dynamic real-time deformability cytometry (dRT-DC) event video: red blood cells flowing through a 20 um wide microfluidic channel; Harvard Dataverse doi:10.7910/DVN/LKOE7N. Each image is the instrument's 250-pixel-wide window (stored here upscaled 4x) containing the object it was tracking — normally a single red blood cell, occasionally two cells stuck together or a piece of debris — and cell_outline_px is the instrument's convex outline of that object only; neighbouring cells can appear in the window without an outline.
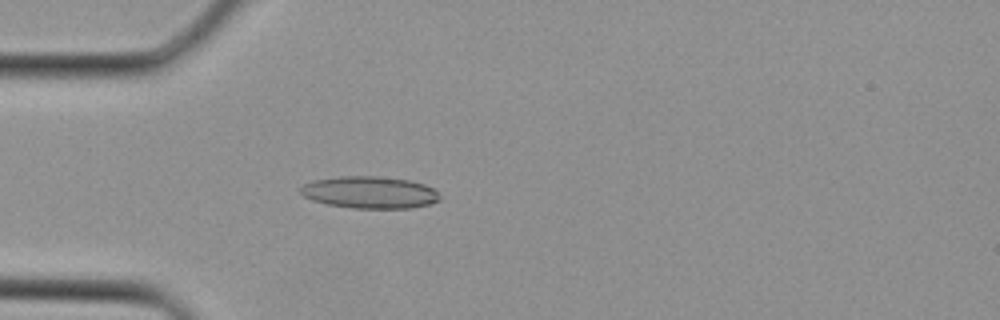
{"species": "Egyptian fruit bat (a non-hibernating species)", "species_latin": "Rousettus aegyptiacus", "temperature_condition": "cold", "stored_images_in_passage": 3, "camera_frame_rate_fps": 3000, "um_per_image_px": 0.085, "animal": {"sex": "female"}, "frame": {"image": 1, "passage_image": 3, "time_ms": 0.667, "image_size_px": [1000, 320], "cell_outline_px": [[440, 200], [428, 204], [412, 208], [352, 208], [328, 204], [312, 200], [304, 196], [300, 192], [300, 188], [304, 184], [312, 180], [340, 176], [376, 176], [408, 180], [424, 184], [432, 188], [440, 196]], "centroid_in_image_um": [31.4, 16.35], "position_along_channel_um": 53.6, "area_um2": 25.89}}